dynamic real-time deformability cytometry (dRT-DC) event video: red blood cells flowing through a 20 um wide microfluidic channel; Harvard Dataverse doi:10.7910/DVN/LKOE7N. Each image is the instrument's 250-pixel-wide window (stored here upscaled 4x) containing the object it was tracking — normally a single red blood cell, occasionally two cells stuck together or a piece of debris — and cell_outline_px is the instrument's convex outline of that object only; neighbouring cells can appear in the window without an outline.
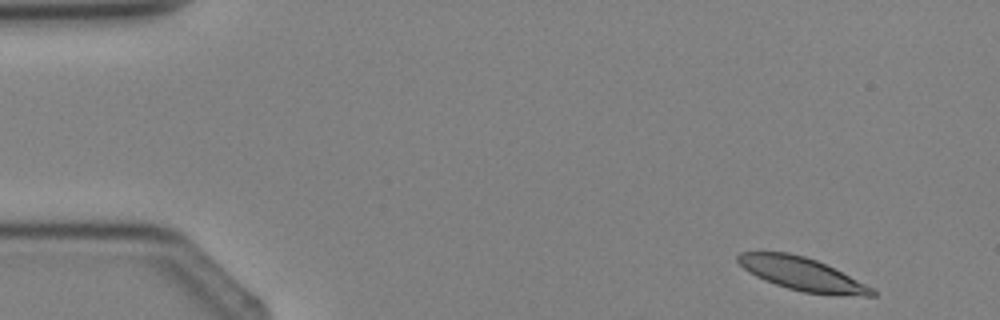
{"species": "Egyptian fruit bat (a non-hibernating species)", "species_latin": "Rousettus aegyptiacus", "temperature_condition": "cold", "stored_images_in_passage": 2, "camera_frame_rate_fps": 3000, "um_per_image_px": 0.085, "animal": {"sex": "female"}, "frame": {"image": 1, "passage_image": 1, "time_ms": 0.0, "image_size_px": [1000, 320], "cell_outline_px": [[876, 296], [864, 296], [804, 292], [788, 288], [764, 280], [748, 272], [736, 260], [736, 256], [740, 252], [788, 252], [804, 256], [816, 260], [872, 288], [876, 292]], "centroid_in_image_um": [68.1, 23.27], "position_along_channel_um": 16.9, "area_um2": 25.14}}